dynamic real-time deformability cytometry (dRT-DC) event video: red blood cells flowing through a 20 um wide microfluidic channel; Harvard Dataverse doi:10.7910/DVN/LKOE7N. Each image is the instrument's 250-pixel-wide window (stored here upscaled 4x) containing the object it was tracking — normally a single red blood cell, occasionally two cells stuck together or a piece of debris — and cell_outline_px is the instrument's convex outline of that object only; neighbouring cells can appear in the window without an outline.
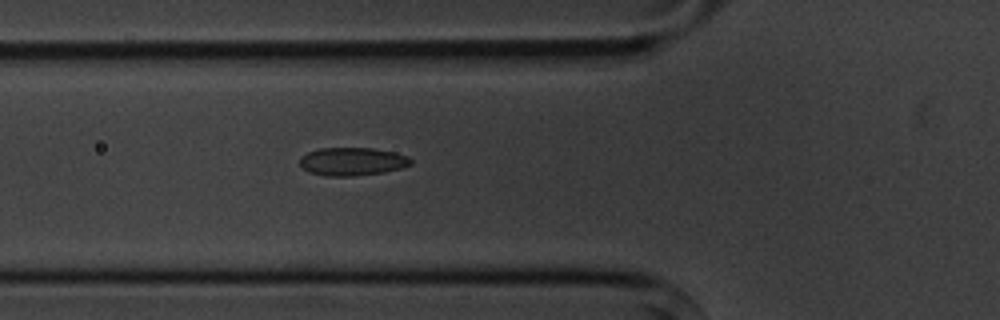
{"species": "common noctule bat (a hibernating species)", "species_latin": "Nyctalus noctula", "temperature_condition": "cold", "stored_images_in_passage": 2, "camera_frame_rate_fps": 3000, "um_per_image_px": 0.085, "animal": {"sex": "male", "body_mass_g": 20.1, "forearm_length_mm": 53.5}, "frame": {"image": 1, "passage_image": 2, "time_ms": 1.0, "image_size_px": [1000, 320], "cell_outline_px": [[412, 164], [400, 168], [384, 172], [352, 176], [324, 176], [308, 172], [300, 164], [300, 156], [308, 152], [320, 148], [372, 148], [396, 152], [408, 156], [412, 160]], "centroid_in_image_um": [29.94, 13.72], "position_along_channel_um": 95.9, "area_um2": 18.26}}